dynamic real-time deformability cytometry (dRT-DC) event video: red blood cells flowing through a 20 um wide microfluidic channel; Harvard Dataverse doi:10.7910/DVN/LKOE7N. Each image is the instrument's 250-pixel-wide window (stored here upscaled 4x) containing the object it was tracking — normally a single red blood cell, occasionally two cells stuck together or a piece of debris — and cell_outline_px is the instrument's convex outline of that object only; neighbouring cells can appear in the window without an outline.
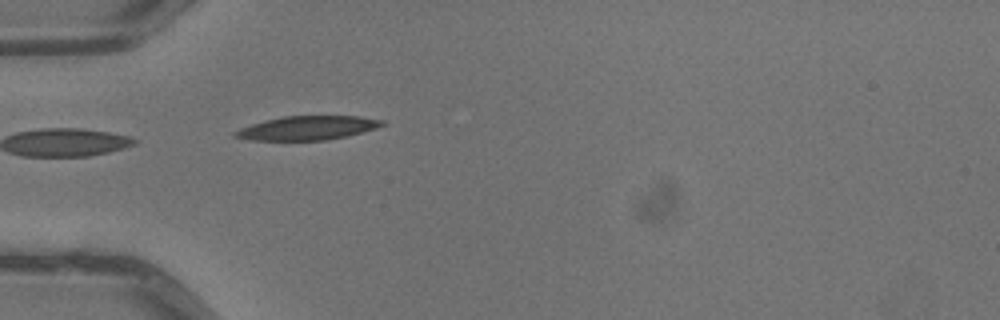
{"species": "common noctule bat (a hibernating species)", "species_latin": "Nyctalus noctula", "temperature_condition": "warm", "stored_images_in_passage": 4, "camera_frame_rate_fps": 3000, "um_per_image_px": 0.085, "animal": {"sex": "male", "body_mass_g": 13.3}, "frame": {"image": 1, "passage_image": 4, "time_ms": 1.0, "image_size_px": [1000, 320], "cell_outline_px": [[388, 124], [376, 128], [348, 136], [324, 140], [252, 140], [232, 136], [232, 132], [240, 128], [252, 124], [284, 116], [360, 116], [384, 120]], "centroid_in_image_um": [26.18, 10.87], "position_along_channel_um": 58.8, "area_um2": 20.46}}